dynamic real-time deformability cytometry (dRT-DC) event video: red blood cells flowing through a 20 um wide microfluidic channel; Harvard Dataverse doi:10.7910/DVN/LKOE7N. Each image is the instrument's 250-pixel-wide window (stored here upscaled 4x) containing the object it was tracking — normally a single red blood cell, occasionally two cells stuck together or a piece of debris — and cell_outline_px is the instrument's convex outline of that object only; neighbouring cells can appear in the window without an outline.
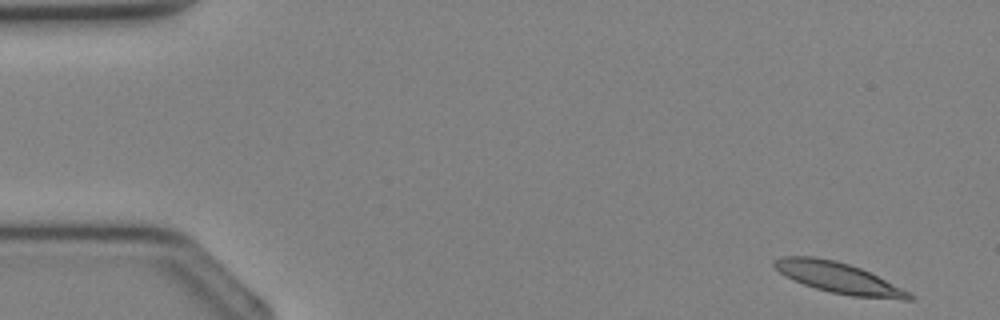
{"species": "Egyptian fruit bat (a non-hibernating species)", "species_latin": "Rousettus aegyptiacus", "temperature_condition": "cold", "stored_images_in_passage": 35, "camera_frame_rate_fps": 3000, "um_per_image_px": 0.085, "animal": {"sex": "female"}, "frame": {"image": 1, "passage_image": 1, "time_ms": 0.0, "image_size_px": [1000, 320], "cell_outline_px": [[916, 296], [912, 300], [904, 300], [852, 296], [832, 292], [816, 288], [792, 280], [784, 276], [772, 264], [772, 260], [784, 256], [816, 256], [836, 260], [860, 268]], "centroid_in_image_um": [71.22, 23.6], "position_along_channel_um": 13.8, "area_um2": 23.93}}
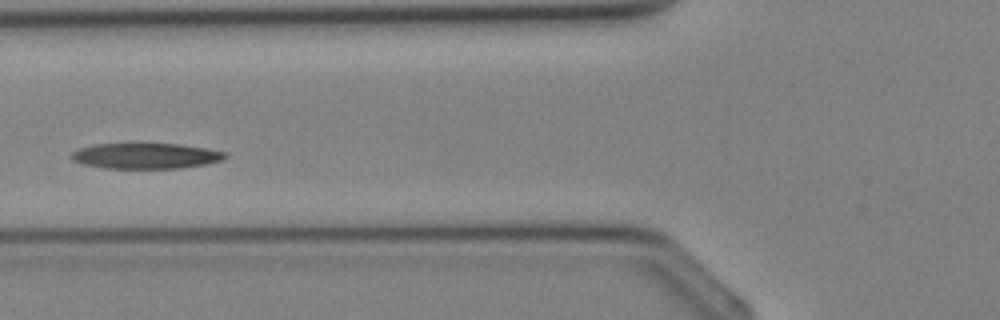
{"frame": {"image": 2, "passage_image": 13, "time_ms": 4.0, "image_size_px": [1000, 320], "cell_outline_px": [[228, 156], [224, 160], [204, 164], [180, 168], [104, 168], [84, 164], [72, 160], [72, 152], [80, 148], [96, 144], [180, 144], [208, 148], [224, 152]], "centroid_in_image_um": [12.43, 13.25], "position_along_channel_um": 113.4, "area_um2": 22.77}}
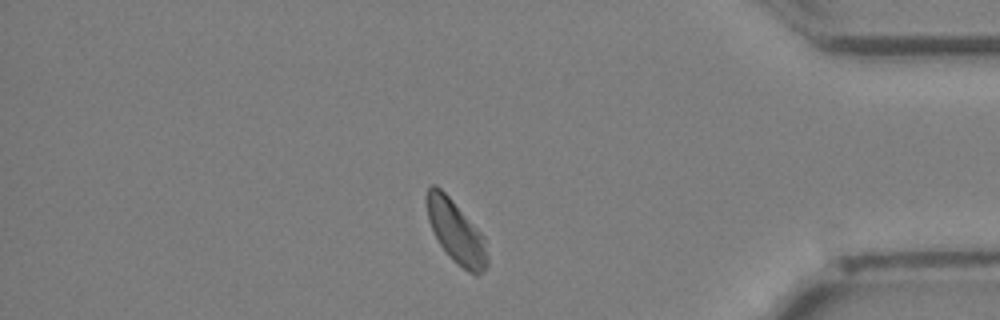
{"frame": {"image": 3, "passage_image": 30, "time_ms": 9.667, "image_size_px": [1000, 320], "cell_outline_px": [[488, 264], [476, 276], [468, 272], [452, 260], [440, 244], [428, 220], [424, 200], [424, 196], [428, 188], [432, 184], [436, 184], [448, 196], [484, 236], [488, 260]], "centroid_in_image_um": [38.73, 19.68], "position_along_channel_um": 396.5, "area_um2": 21.96}}